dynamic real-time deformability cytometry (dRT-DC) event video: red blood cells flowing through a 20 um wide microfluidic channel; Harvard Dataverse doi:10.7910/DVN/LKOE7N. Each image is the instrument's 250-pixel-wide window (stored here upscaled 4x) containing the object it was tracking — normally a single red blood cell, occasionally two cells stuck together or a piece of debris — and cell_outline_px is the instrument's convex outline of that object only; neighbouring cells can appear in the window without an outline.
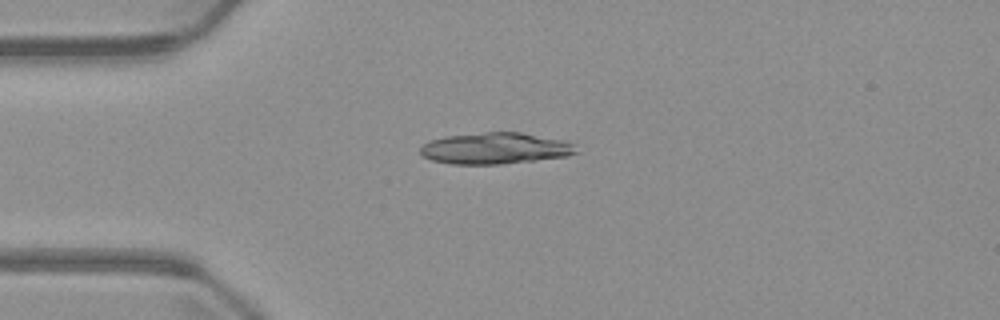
{"species": "common noctule bat (a hibernating species)", "species_latin": "Nyctalus noctula", "temperature_condition": "warm", "stored_images_in_passage": 5, "camera_frame_rate_fps": 3000, "um_per_image_px": 0.085, "animal": {"sex": "male", "body_mass_g": 23.1, "forearm_length_mm": 52.7}, "frame": {"image": 1, "passage_image": 5, "time_ms": 5.0, "image_size_px": [1000, 320], "cell_outline_px": [[580, 152], [568, 156], [500, 164], [452, 164], [432, 160], [424, 156], [420, 152], [420, 148], [424, 144], [432, 140], [448, 136], [484, 132], [520, 132], [568, 140], [576, 144]], "centroid_in_image_um": [42.2, 12.6], "position_along_channel_um": 42.8, "area_um2": 28.61}}